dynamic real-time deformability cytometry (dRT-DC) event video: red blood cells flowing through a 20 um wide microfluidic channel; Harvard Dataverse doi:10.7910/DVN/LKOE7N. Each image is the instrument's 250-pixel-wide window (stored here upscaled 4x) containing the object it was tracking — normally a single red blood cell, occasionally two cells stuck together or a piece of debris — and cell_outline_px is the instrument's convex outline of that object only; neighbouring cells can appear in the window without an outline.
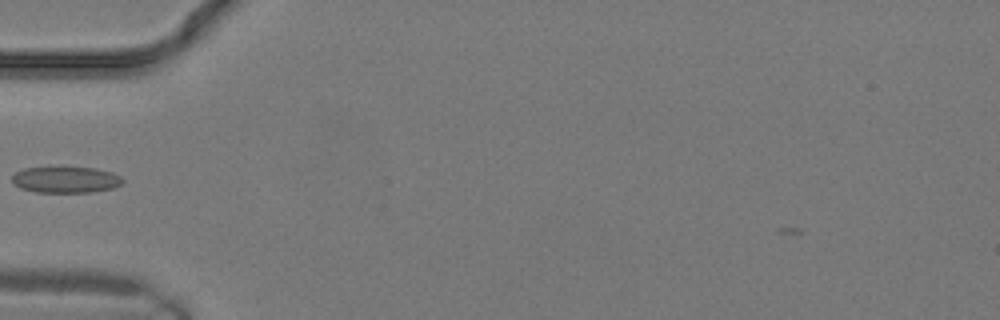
{"species": "common noctule bat (a hibernating species)", "species_latin": "Nyctalus noctula", "temperature_condition": "warm", "stored_images_in_passage": 10, "camera_frame_rate_fps": 3000, "um_per_image_px": 0.085, "animal": {"sex": "male", "body_mass_g": 19.2, "forearm_length_mm": 51.8}, "frame": {"image": 1, "passage_image": 3, "time_ms": 0.667, "image_size_px": [1000, 320], "cell_outline_px": [[124, 180], [120, 184], [112, 188], [92, 192], [36, 192], [20, 188], [12, 184], [12, 176], [16, 172], [24, 168], [60, 164], [96, 168], [112, 172], [120, 176]], "centroid_in_image_um": [5.54, 15.22], "position_along_channel_um": 79.5, "area_um2": 17.8}}
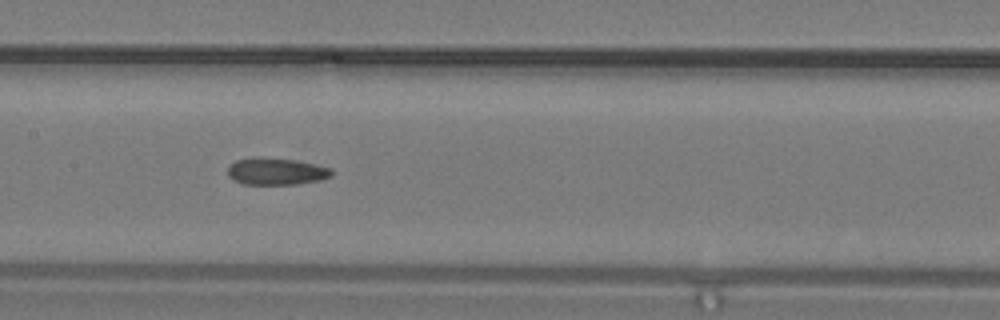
{"frame": {"image": 2, "passage_image": 7, "time_ms": 2.0, "image_size_px": [1000, 320], "cell_outline_px": [[332, 176], [320, 180], [296, 184], [244, 184], [228, 176], [228, 164], [236, 160], [296, 160], [332, 168]], "centroid_in_image_um": [23.53, 14.61], "position_along_channel_um": 183.9, "area_um2": 15.55}}
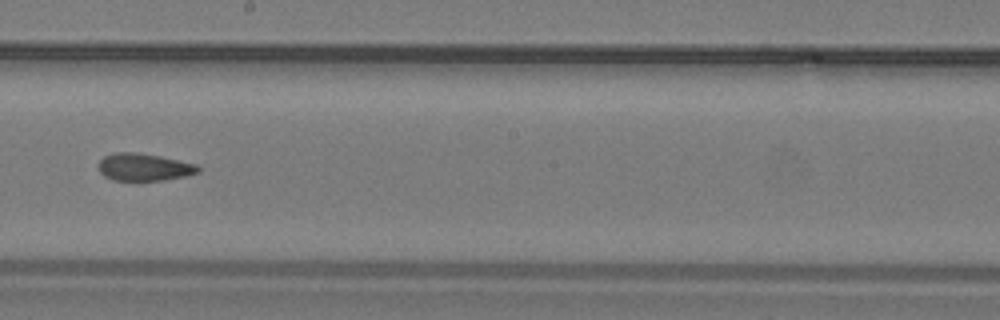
{"frame": {"image": 3, "passage_image": 9, "time_ms": 2.667, "image_size_px": [1000, 320], "cell_outline_px": [[200, 172], [188, 176], [164, 180], [112, 180], [104, 176], [100, 172], [96, 164], [104, 156], [116, 152], [132, 152], [160, 156], [196, 164], [200, 168]], "centroid_in_image_um": [12.23, 14.21], "position_along_channel_um": 236.0, "area_um2": 16.01}}